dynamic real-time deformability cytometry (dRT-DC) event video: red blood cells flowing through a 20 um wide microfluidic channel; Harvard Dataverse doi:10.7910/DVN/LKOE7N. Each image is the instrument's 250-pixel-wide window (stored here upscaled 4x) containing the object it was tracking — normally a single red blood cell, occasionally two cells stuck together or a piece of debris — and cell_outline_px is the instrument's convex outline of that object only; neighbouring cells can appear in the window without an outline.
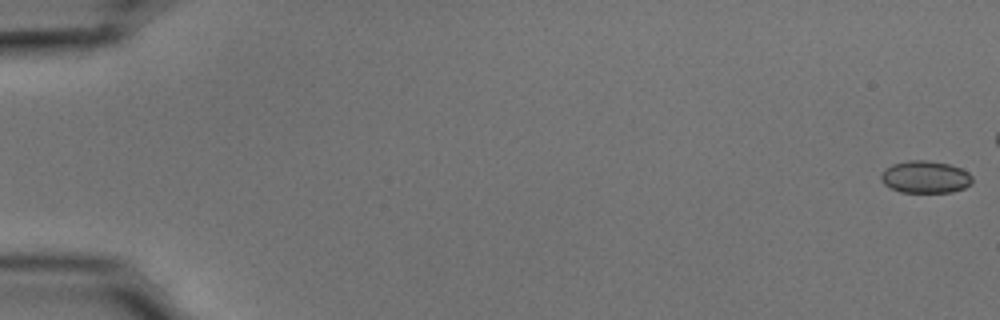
{"species": "common noctule bat (a hibernating species)", "species_latin": "Nyctalus noctula", "temperature_condition": "cold", "stored_images_in_passage": 49, "camera_frame_rate_fps": 3000, "um_per_image_px": 0.085, "animal": {"sex": "male", "body_mass_g": 15.6}, "frame": {"image": 1, "passage_image": 1, "time_ms": 0.0, "image_size_px": [1000, 320], "cell_outline_px": [[972, 184], [964, 188], [952, 192], [900, 192], [884, 184], [880, 180], [880, 172], [884, 168], [892, 164], [908, 160], [928, 160], [948, 164], [960, 168], [968, 172], [972, 176]], "centroid_in_image_um": [78.62, 15.04], "position_along_channel_um": 6.4, "area_um2": 17.34}}
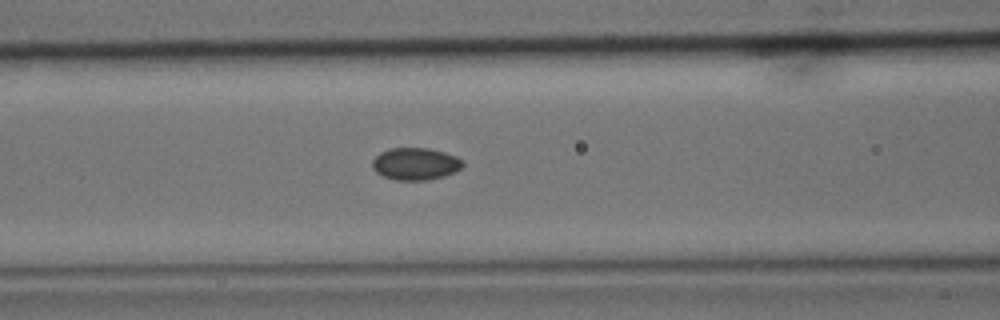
{"frame": {"image": 2, "passage_image": 24, "time_ms": 7.667, "image_size_px": [1000, 320], "cell_outline_px": [[464, 164], [456, 172], [444, 176], [424, 180], [396, 180], [384, 176], [376, 172], [372, 168], [372, 160], [380, 152], [388, 148], [428, 148], [444, 152], [456, 156]], "centroid_in_image_um": [35.29, 13.92], "position_along_channel_um": 131.3, "area_um2": 16.94}}
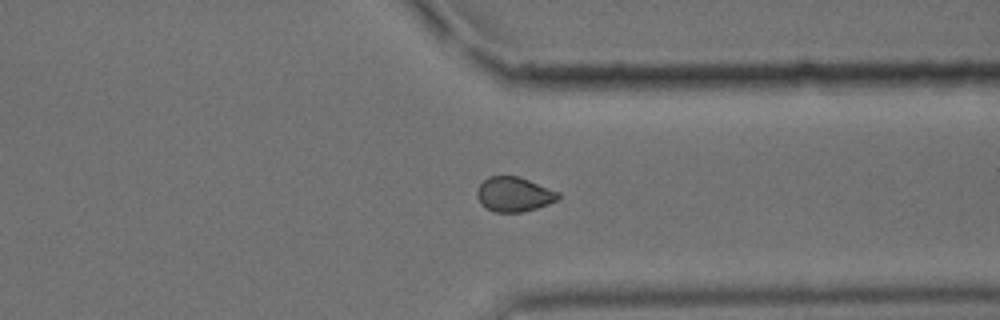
{"frame": {"image": 3, "passage_image": 43, "time_ms": 14.0, "image_size_px": [1000, 320], "cell_outline_px": [[560, 196], [556, 200], [548, 204], [536, 208], [520, 212], [496, 212], [480, 204], [476, 196], [476, 192], [480, 184], [488, 176], [520, 176], [560, 192]], "centroid_in_image_um": [43.68, 16.5], "position_along_channel_um": 367.7, "area_um2": 16.42}}